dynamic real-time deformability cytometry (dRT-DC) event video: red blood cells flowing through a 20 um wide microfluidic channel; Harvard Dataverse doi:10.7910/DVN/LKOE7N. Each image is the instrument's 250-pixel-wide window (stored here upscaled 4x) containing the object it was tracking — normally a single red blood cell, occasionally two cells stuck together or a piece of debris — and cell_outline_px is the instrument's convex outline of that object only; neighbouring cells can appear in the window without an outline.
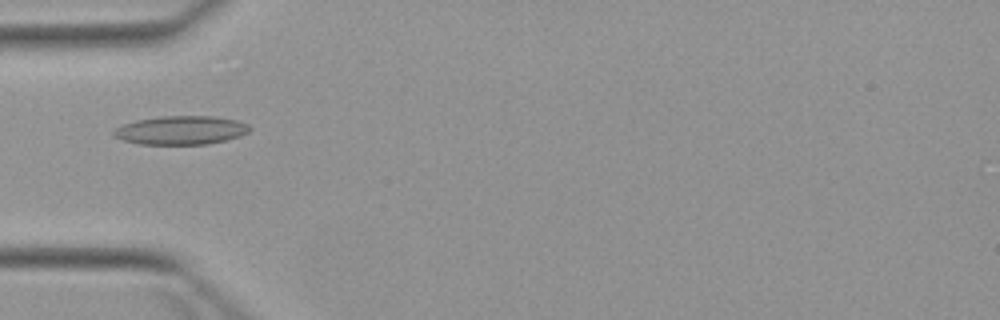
{"species": "Egyptian fruit bat (a non-hibernating species)", "species_latin": "Rousettus aegyptiacus", "temperature_condition": "warm", "stored_images_in_passage": 5, "camera_frame_rate_fps": 3000, "um_per_image_px": 0.085, "animal": {"sex": "female"}, "frame": {"image": 1, "passage_image": 5, "time_ms": 4.667, "image_size_px": [1000, 320], "cell_outline_px": [[252, 128], [248, 132], [240, 136], [208, 144], [140, 144], [124, 140], [112, 136], [112, 132], [116, 128], [124, 124], [136, 120], [160, 116], [212, 116], [236, 120], [248, 124]], "centroid_in_image_um": [15.38, 11.06], "position_along_channel_um": 69.6, "area_um2": 22.66}}